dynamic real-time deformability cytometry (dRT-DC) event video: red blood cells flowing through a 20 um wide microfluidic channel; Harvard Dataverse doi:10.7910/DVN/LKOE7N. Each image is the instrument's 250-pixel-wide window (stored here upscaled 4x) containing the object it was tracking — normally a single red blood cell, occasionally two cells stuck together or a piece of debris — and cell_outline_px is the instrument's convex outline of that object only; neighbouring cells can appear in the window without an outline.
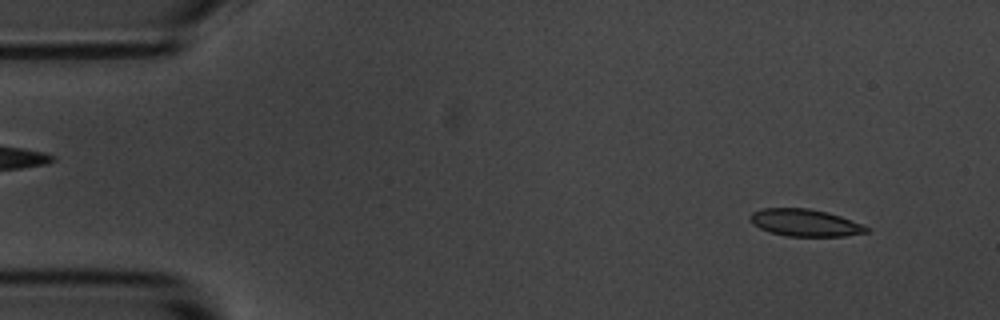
{"species": "common noctule bat (a hibernating species)", "species_latin": "Nyctalus noctula", "temperature_condition": "room temperature", "stored_images_in_passage": 54, "camera_frame_rate_fps": 3000, "um_per_image_px": 0.085, "animal": {"sex": "male", "body_mass_g": 20.1, "forearm_length_mm": 53.5}, "frame": {"image": 1, "passage_image": 4, "time_ms": 1.0, "image_size_px": [1000, 320], "cell_outline_px": [[868, 232], [844, 236], [788, 236], [772, 232], [760, 228], [752, 224], [748, 216], [752, 212], [760, 208], [808, 208], [828, 212], [840, 216], [860, 224], [868, 228]], "centroid_in_image_um": [68.37, 18.92], "position_along_channel_um": 16.6, "area_um2": 18.26}}
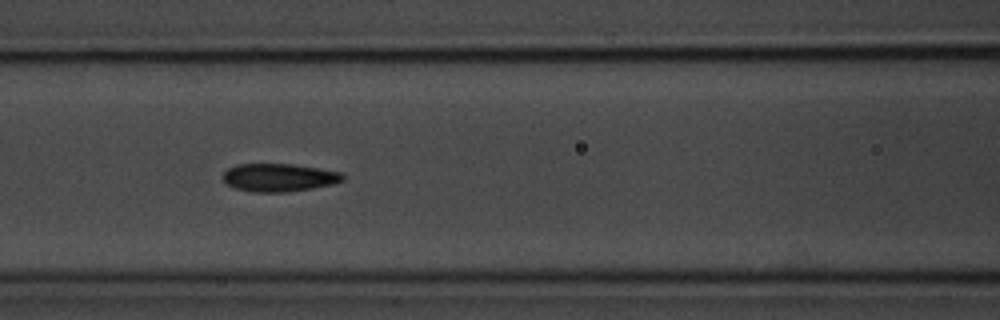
{"frame": {"image": 2, "passage_image": 22, "time_ms": 7.0, "image_size_px": [1000, 320], "cell_outline_px": [[344, 180], [332, 184], [312, 188], [288, 192], [252, 192], [236, 188], [224, 184], [224, 172], [228, 168], [236, 164], [292, 164], [340, 172], [344, 176]], "centroid_in_image_um": [23.68, 15.09], "position_along_channel_um": 142.9, "area_um2": 19.48}}
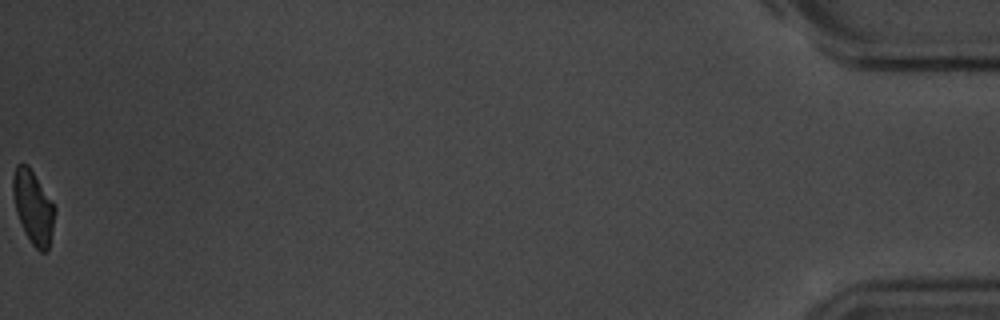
{"frame": {"image": 3, "passage_image": 54, "time_ms": 17.667, "image_size_px": [1000, 320], "cell_outline_px": [[56, 208], [48, 252], [40, 252], [32, 244], [24, 232], [16, 212], [12, 192], [12, 176], [16, 164], [28, 164], [52, 200]], "centroid_in_image_um": [2.81, 17.59], "position_along_channel_um": 432.4, "area_um2": 18.03}, "authors_computed_cell_mechanics": {"area_um2": 18.9295, "velocity_mm_per_s": 3.6654, "shape_relaxation_time_tau1_ms": 2.4906, "shape_relaxation_time_tau2_ms": 2.8088, "deformation_change_tau1": 0.1142, "deformation_change_tau2": 0.083}}